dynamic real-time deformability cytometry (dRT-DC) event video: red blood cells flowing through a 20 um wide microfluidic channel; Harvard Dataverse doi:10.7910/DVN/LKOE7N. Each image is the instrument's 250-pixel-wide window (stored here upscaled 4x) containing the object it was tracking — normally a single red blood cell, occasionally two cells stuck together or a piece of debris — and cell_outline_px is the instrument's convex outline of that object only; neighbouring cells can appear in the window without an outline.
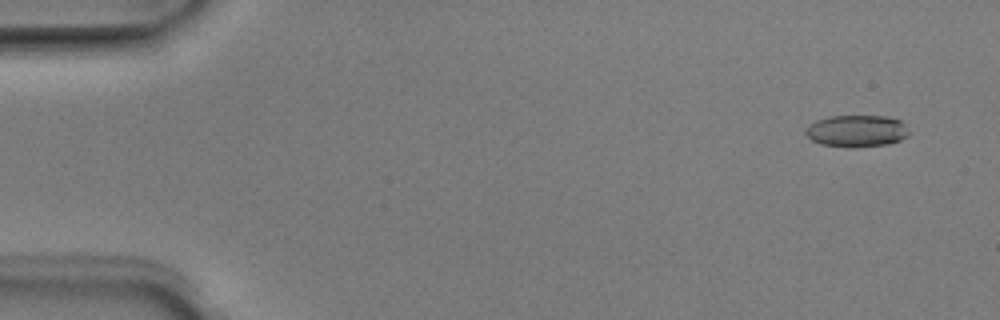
{"species": "Egyptian fruit bat (a non-hibernating species)", "species_latin": "Rousettus aegyptiacus", "temperature_condition": "room temperature", "stored_images_in_passage": 51, "camera_frame_rate_fps": 3000, "um_per_image_px": 0.085, "animal": {"sex": "male"}, "frame": {"image": 1, "passage_image": 3, "time_ms": 0.667, "image_size_px": [1000, 320], "cell_outline_px": [[908, 136], [900, 140], [888, 144], [852, 148], [820, 144], [812, 140], [804, 132], [808, 124], [816, 120], [828, 116], [888, 116], [900, 120], [904, 124], [908, 132]], "centroid_in_image_um": [72.79, 11.13], "position_along_channel_um": 12.2, "area_um2": 19.36}}
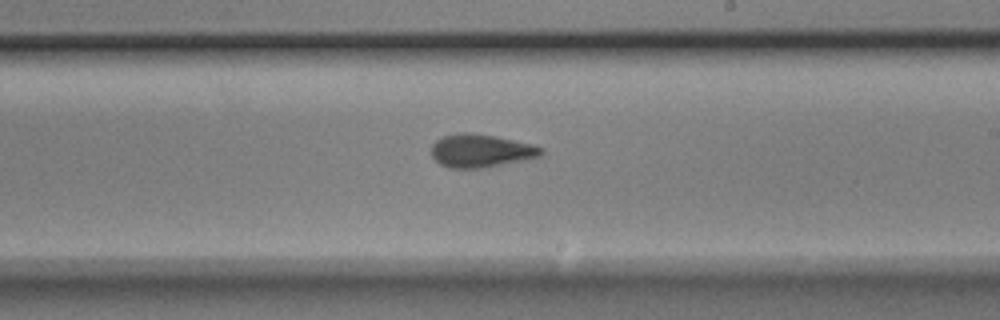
{"frame": {"image": 2, "passage_image": 30, "time_ms": 9.667, "image_size_px": [1000, 320], "cell_outline_px": [[544, 152], [540, 156], [480, 168], [448, 168], [440, 164], [432, 156], [432, 144], [436, 140], [444, 136], [460, 132], [472, 132], [496, 136], [532, 144], [544, 148]], "centroid_in_image_um": [40.85, 12.8], "position_along_channel_um": 248.1, "area_um2": 21.04}}
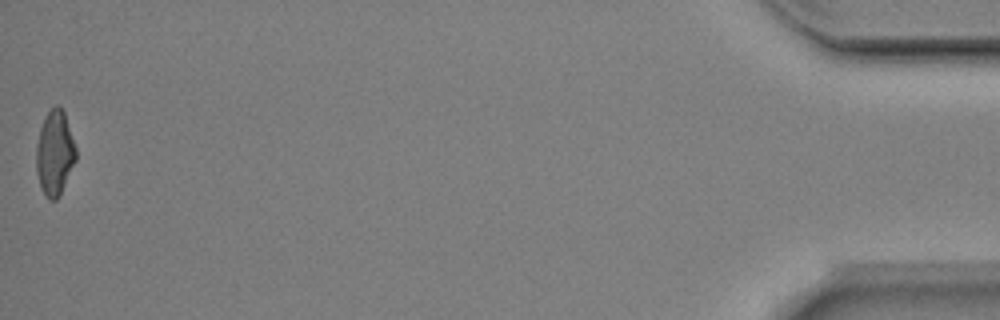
{"frame": {"image": 3, "passage_image": 51, "time_ms": 16.667, "image_size_px": [1000, 320], "cell_outline_px": [[76, 160], [60, 196], [56, 200], [48, 200], [44, 196], [40, 188], [36, 172], [36, 148], [40, 128], [48, 112], [56, 104], [60, 104], [64, 112], [76, 148]], "centroid_in_image_um": [4.65, 13.05], "position_along_channel_um": 430.6, "area_um2": 19.77}, "authors_computed_cell_mechanics": {"area_um2": 20.0566, "velocity_mm_per_s": 3.976, "shape_relaxation_time_tau1_ms": 3.5176, "shape_relaxation_time_tau2_ms": 1.9401, "deformation_change_tau1": 0.1317, "deformation_change_tau2": 0.0935}}